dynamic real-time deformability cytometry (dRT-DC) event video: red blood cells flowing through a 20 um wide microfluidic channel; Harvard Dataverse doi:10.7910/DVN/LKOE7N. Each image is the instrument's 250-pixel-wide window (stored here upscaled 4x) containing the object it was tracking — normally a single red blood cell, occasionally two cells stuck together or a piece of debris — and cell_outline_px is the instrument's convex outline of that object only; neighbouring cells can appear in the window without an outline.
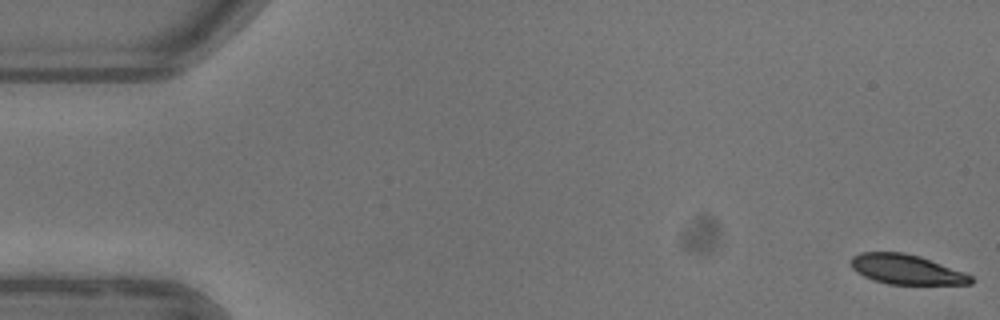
{"species": "common noctule bat (a hibernating species)", "species_latin": "Nyctalus noctula", "temperature_condition": "warm", "stored_images_in_passage": 53, "camera_frame_rate_fps": 3000, "um_per_image_px": 0.085, "animal": {"sex": "female"}, "frame": {"image": 1, "passage_image": 1, "time_ms": 0.0, "image_size_px": [1000, 320], "cell_outline_px": [[972, 284], [888, 284], [872, 280], [856, 272], [852, 268], [852, 256], [860, 252], [904, 252], [920, 256], [964, 272], [972, 276]], "centroid_in_image_um": [77.02, 22.9], "position_along_channel_um": 8.0, "area_um2": 20.75}}
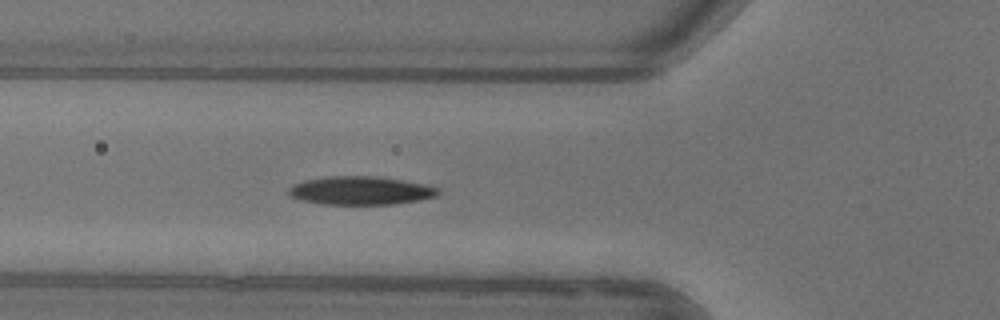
{"frame": {"image": 2, "passage_image": 19, "time_ms": 6.0, "image_size_px": [1000, 320], "cell_outline_px": [[440, 192], [436, 196], [420, 200], [396, 204], [320, 204], [300, 200], [288, 196], [288, 188], [292, 184], [304, 180], [324, 176], [376, 176], [424, 184], [440, 188]], "centroid_in_image_um": [30.6, 16.2], "position_along_channel_um": 95.2, "area_um2": 24.97}}
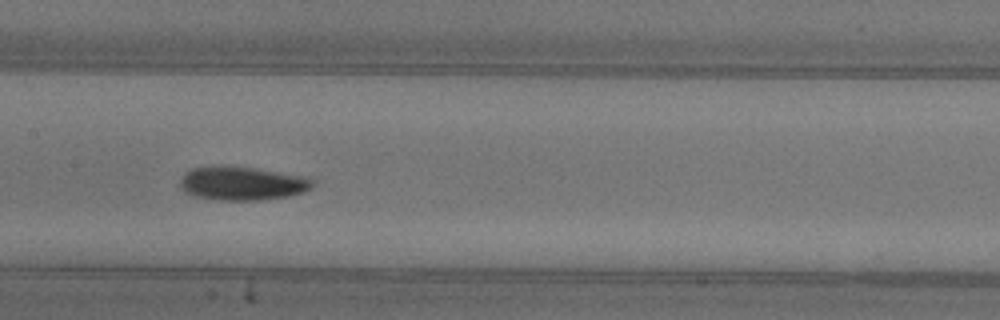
{"frame": {"image": 3, "passage_image": 26, "time_ms": 8.333, "image_size_px": [1000, 320], "cell_outline_px": [[312, 188], [304, 192], [288, 196], [260, 200], [220, 200], [196, 196], [184, 192], [180, 188], [180, 180], [184, 172], [192, 168], [216, 164], [220, 164], [252, 168], [308, 176], [312, 180]], "centroid_in_image_um": [20.55, 15.57], "position_along_channel_um": 186.9, "area_um2": 26.36}, "authors_computed_cell_mechanics": {"area_um2": 23.9292, "velocity_mm_per_s": 3.9044, "shape_relaxation_time_tau1_ms": 2.2972, "shape_relaxation_time_tau2_ms": 5.7248, "deformation_change_tau1": 0.1588, "deformation_change_tau2": 0.1157}}